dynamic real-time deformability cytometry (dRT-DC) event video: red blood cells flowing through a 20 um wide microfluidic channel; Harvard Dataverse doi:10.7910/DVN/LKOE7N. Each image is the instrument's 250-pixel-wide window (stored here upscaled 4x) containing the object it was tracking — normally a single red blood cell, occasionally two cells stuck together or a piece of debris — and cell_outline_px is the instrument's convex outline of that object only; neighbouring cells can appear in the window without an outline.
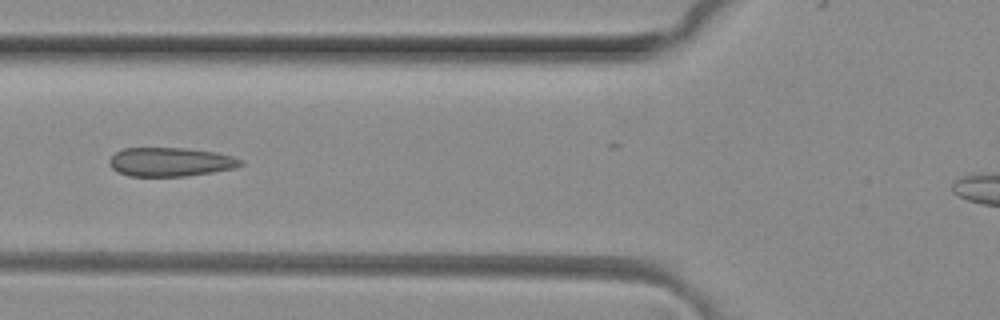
{"species": "common noctule bat (a hibernating species)", "species_latin": "Nyctalus noctula", "temperature_condition": "room temperature", "stored_images_in_passage": 7, "camera_frame_rate_fps": 3000, "um_per_image_px": 0.085, "animal": {"sex": "female", "body_mass_g": 29.2, "forearm_length_mm": 56.3}, "frame": {"image": 1, "passage_image": 5, "time_ms": 1.333, "image_size_px": [1000, 320], "cell_outline_px": [[244, 164], [232, 168], [212, 172], [184, 176], [128, 176], [116, 172], [108, 164], [108, 160], [116, 152], [124, 148], [188, 148], [216, 152], [232, 156], [244, 160]], "centroid_in_image_um": [14.46, 13.76], "position_along_channel_um": 111.3, "area_um2": 22.2}}